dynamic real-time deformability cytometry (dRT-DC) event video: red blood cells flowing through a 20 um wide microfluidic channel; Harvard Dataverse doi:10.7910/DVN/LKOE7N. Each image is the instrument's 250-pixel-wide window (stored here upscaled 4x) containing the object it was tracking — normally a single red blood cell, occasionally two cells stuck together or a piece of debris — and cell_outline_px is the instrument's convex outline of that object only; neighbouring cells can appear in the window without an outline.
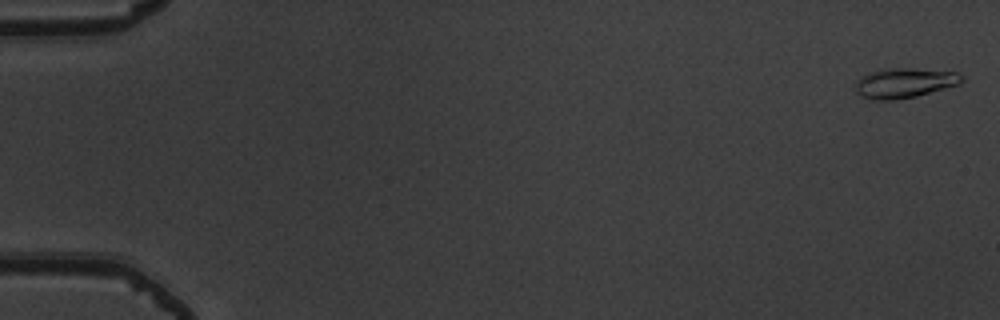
{"species": "common noctule bat (a hibernating species)", "species_latin": "Nyctalus noctula", "temperature_condition": "warm", "stored_images_in_passage": 9, "camera_frame_rate_fps": 3000, "um_per_image_px": 0.085, "animal": {"sex": "male", "body_mass_g": 19.5, "forearm_length_mm": 54.6}, "frame": {"image": 1, "passage_image": 2, "time_ms": 0.333, "image_size_px": [1000, 320], "cell_outline_px": [[964, 80], [960, 84], [916, 96], [892, 100], [868, 100], [860, 96], [856, 92], [856, 80], [872, 72], [892, 68], [908, 68], [956, 72], [964, 76]], "centroid_in_image_um": [76.89, 7.07], "position_along_channel_um": 8.1, "area_um2": 18.38}}